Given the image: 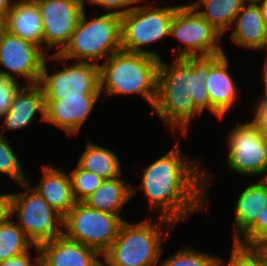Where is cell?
<instances>
[{"label":"cell","mask_w":267,"mask_h":266,"mask_svg":"<svg viewBox=\"0 0 267 266\" xmlns=\"http://www.w3.org/2000/svg\"><path fill=\"white\" fill-rule=\"evenodd\" d=\"M250 122L260 127L264 122H267V100L259 99L255 104L254 112Z\"/></svg>","instance_id":"obj_34"},{"label":"cell","mask_w":267,"mask_h":266,"mask_svg":"<svg viewBox=\"0 0 267 266\" xmlns=\"http://www.w3.org/2000/svg\"><path fill=\"white\" fill-rule=\"evenodd\" d=\"M19 186L25 191L11 193V214L17 217L16 223L27 238L39 246L63 235V217L32 188L29 180Z\"/></svg>","instance_id":"obj_8"},{"label":"cell","mask_w":267,"mask_h":266,"mask_svg":"<svg viewBox=\"0 0 267 266\" xmlns=\"http://www.w3.org/2000/svg\"><path fill=\"white\" fill-rule=\"evenodd\" d=\"M48 53L40 45L6 31L0 38V66L5 67L0 68V74L15 80L20 76L24 85L38 84Z\"/></svg>","instance_id":"obj_12"},{"label":"cell","mask_w":267,"mask_h":266,"mask_svg":"<svg viewBox=\"0 0 267 266\" xmlns=\"http://www.w3.org/2000/svg\"><path fill=\"white\" fill-rule=\"evenodd\" d=\"M0 173L14 180L17 185L28 180L12 145L2 135H0Z\"/></svg>","instance_id":"obj_28"},{"label":"cell","mask_w":267,"mask_h":266,"mask_svg":"<svg viewBox=\"0 0 267 266\" xmlns=\"http://www.w3.org/2000/svg\"><path fill=\"white\" fill-rule=\"evenodd\" d=\"M95 266H111L105 259L100 260Z\"/></svg>","instance_id":"obj_43"},{"label":"cell","mask_w":267,"mask_h":266,"mask_svg":"<svg viewBox=\"0 0 267 266\" xmlns=\"http://www.w3.org/2000/svg\"><path fill=\"white\" fill-rule=\"evenodd\" d=\"M169 36L180 40L183 47H172L174 58L206 57L224 54L219 42L223 35L190 4L179 5L170 22Z\"/></svg>","instance_id":"obj_9"},{"label":"cell","mask_w":267,"mask_h":266,"mask_svg":"<svg viewBox=\"0 0 267 266\" xmlns=\"http://www.w3.org/2000/svg\"><path fill=\"white\" fill-rule=\"evenodd\" d=\"M263 1H266V0H245L246 3H255V4H258Z\"/></svg>","instance_id":"obj_44"},{"label":"cell","mask_w":267,"mask_h":266,"mask_svg":"<svg viewBox=\"0 0 267 266\" xmlns=\"http://www.w3.org/2000/svg\"><path fill=\"white\" fill-rule=\"evenodd\" d=\"M266 239L267 205L264 207V210L259 213L255 223L236 241V243L251 247H258Z\"/></svg>","instance_id":"obj_30"},{"label":"cell","mask_w":267,"mask_h":266,"mask_svg":"<svg viewBox=\"0 0 267 266\" xmlns=\"http://www.w3.org/2000/svg\"><path fill=\"white\" fill-rule=\"evenodd\" d=\"M136 192V187H132L122 176H118L104 180L83 202L93 209L121 215L122 208Z\"/></svg>","instance_id":"obj_22"},{"label":"cell","mask_w":267,"mask_h":266,"mask_svg":"<svg viewBox=\"0 0 267 266\" xmlns=\"http://www.w3.org/2000/svg\"><path fill=\"white\" fill-rule=\"evenodd\" d=\"M261 132L263 134V138L265 140V142L267 143V122H264L260 127Z\"/></svg>","instance_id":"obj_41"},{"label":"cell","mask_w":267,"mask_h":266,"mask_svg":"<svg viewBox=\"0 0 267 266\" xmlns=\"http://www.w3.org/2000/svg\"><path fill=\"white\" fill-rule=\"evenodd\" d=\"M262 79L264 82V93H263V97H260L263 100H267V57L265 58V64H264V68L262 69Z\"/></svg>","instance_id":"obj_37"},{"label":"cell","mask_w":267,"mask_h":266,"mask_svg":"<svg viewBox=\"0 0 267 266\" xmlns=\"http://www.w3.org/2000/svg\"><path fill=\"white\" fill-rule=\"evenodd\" d=\"M101 95H84L45 101V122L61 128L69 135H76L92 114Z\"/></svg>","instance_id":"obj_14"},{"label":"cell","mask_w":267,"mask_h":266,"mask_svg":"<svg viewBox=\"0 0 267 266\" xmlns=\"http://www.w3.org/2000/svg\"><path fill=\"white\" fill-rule=\"evenodd\" d=\"M230 260L226 264L217 256V266H259V248L233 242Z\"/></svg>","instance_id":"obj_29"},{"label":"cell","mask_w":267,"mask_h":266,"mask_svg":"<svg viewBox=\"0 0 267 266\" xmlns=\"http://www.w3.org/2000/svg\"><path fill=\"white\" fill-rule=\"evenodd\" d=\"M226 54L209 56V75L205 80L211 105L224 117L238 100V90L229 73Z\"/></svg>","instance_id":"obj_17"},{"label":"cell","mask_w":267,"mask_h":266,"mask_svg":"<svg viewBox=\"0 0 267 266\" xmlns=\"http://www.w3.org/2000/svg\"><path fill=\"white\" fill-rule=\"evenodd\" d=\"M39 7L43 27V49L47 52L69 42L84 11L79 0H34ZM45 46V47H44Z\"/></svg>","instance_id":"obj_13"},{"label":"cell","mask_w":267,"mask_h":266,"mask_svg":"<svg viewBox=\"0 0 267 266\" xmlns=\"http://www.w3.org/2000/svg\"><path fill=\"white\" fill-rule=\"evenodd\" d=\"M77 165L85 171L100 176L104 180L113 179L122 174V165L116 153L106 147L92 143L89 139Z\"/></svg>","instance_id":"obj_23"},{"label":"cell","mask_w":267,"mask_h":266,"mask_svg":"<svg viewBox=\"0 0 267 266\" xmlns=\"http://www.w3.org/2000/svg\"><path fill=\"white\" fill-rule=\"evenodd\" d=\"M264 183L265 185L267 186V170L265 171L264 175L260 178Z\"/></svg>","instance_id":"obj_45"},{"label":"cell","mask_w":267,"mask_h":266,"mask_svg":"<svg viewBox=\"0 0 267 266\" xmlns=\"http://www.w3.org/2000/svg\"><path fill=\"white\" fill-rule=\"evenodd\" d=\"M124 221L121 215L102 212L77 201L63 217V235L102 256L118 236Z\"/></svg>","instance_id":"obj_7"},{"label":"cell","mask_w":267,"mask_h":266,"mask_svg":"<svg viewBox=\"0 0 267 266\" xmlns=\"http://www.w3.org/2000/svg\"><path fill=\"white\" fill-rule=\"evenodd\" d=\"M258 248L262 251L263 255H265L267 257V239L262 242Z\"/></svg>","instance_id":"obj_42"},{"label":"cell","mask_w":267,"mask_h":266,"mask_svg":"<svg viewBox=\"0 0 267 266\" xmlns=\"http://www.w3.org/2000/svg\"><path fill=\"white\" fill-rule=\"evenodd\" d=\"M267 205V186L260 179L248 185L234 203L235 219L233 242H236L256 221L259 213Z\"/></svg>","instance_id":"obj_20"},{"label":"cell","mask_w":267,"mask_h":266,"mask_svg":"<svg viewBox=\"0 0 267 266\" xmlns=\"http://www.w3.org/2000/svg\"><path fill=\"white\" fill-rule=\"evenodd\" d=\"M6 31H7L6 16L0 14V38L5 34Z\"/></svg>","instance_id":"obj_39"},{"label":"cell","mask_w":267,"mask_h":266,"mask_svg":"<svg viewBox=\"0 0 267 266\" xmlns=\"http://www.w3.org/2000/svg\"><path fill=\"white\" fill-rule=\"evenodd\" d=\"M121 45V16L104 13L87 19L83 11L69 42L57 54L66 60L99 65L117 51Z\"/></svg>","instance_id":"obj_5"},{"label":"cell","mask_w":267,"mask_h":266,"mask_svg":"<svg viewBox=\"0 0 267 266\" xmlns=\"http://www.w3.org/2000/svg\"><path fill=\"white\" fill-rule=\"evenodd\" d=\"M208 75L209 56L174 58L171 64L160 59L152 109L173 133L180 130L186 137L191 121L206 109L215 117L224 118L211 105L205 86Z\"/></svg>","instance_id":"obj_2"},{"label":"cell","mask_w":267,"mask_h":266,"mask_svg":"<svg viewBox=\"0 0 267 266\" xmlns=\"http://www.w3.org/2000/svg\"><path fill=\"white\" fill-rule=\"evenodd\" d=\"M15 1L16 0H0V14L6 16L13 8Z\"/></svg>","instance_id":"obj_36"},{"label":"cell","mask_w":267,"mask_h":266,"mask_svg":"<svg viewBox=\"0 0 267 266\" xmlns=\"http://www.w3.org/2000/svg\"><path fill=\"white\" fill-rule=\"evenodd\" d=\"M178 6L155 7L146 3L130 8L121 16L122 50L161 59L158 52L144 47L169 36L170 22Z\"/></svg>","instance_id":"obj_6"},{"label":"cell","mask_w":267,"mask_h":266,"mask_svg":"<svg viewBox=\"0 0 267 266\" xmlns=\"http://www.w3.org/2000/svg\"><path fill=\"white\" fill-rule=\"evenodd\" d=\"M21 87L20 81L0 74V118L8 112L15 94Z\"/></svg>","instance_id":"obj_31"},{"label":"cell","mask_w":267,"mask_h":266,"mask_svg":"<svg viewBox=\"0 0 267 266\" xmlns=\"http://www.w3.org/2000/svg\"><path fill=\"white\" fill-rule=\"evenodd\" d=\"M82 4L83 9L85 8V3H92L93 5L102 6L107 10L106 13H114L119 16L124 15L130 8L135 4H138L144 0H79ZM133 5V6H132Z\"/></svg>","instance_id":"obj_32"},{"label":"cell","mask_w":267,"mask_h":266,"mask_svg":"<svg viewBox=\"0 0 267 266\" xmlns=\"http://www.w3.org/2000/svg\"><path fill=\"white\" fill-rule=\"evenodd\" d=\"M7 31L43 48V27L39 7L34 0H16L6 15Z\"/></svg>","instance_id":"obj_21"},{"label":"cell","mask_w":267,"mask_h":266,"mask_svg":"<svg viewBox=\"0 0 267 266\" xmlns=\"http://www.w3.org/2000/svg\"><path fill=\"white\" fill-rule=\"evenodd\" d=\"M11 193L0 194V225L7 222L11 217Z\"/></svg>","instance_id":"obj_35"},{"label":"cell","mask_w":267,"mask_h":266,"mask_svg":"<svg viewBox=\"0 0 267 266\" xmlns=\"http://www.w3.org/2000/svg\"><path fill=\"white\" fill-rule=\"evenodd\" d=\"M159 266H217V257L206 252L183 247L171 257L166 258Z\"/></svg>","instance_id":"obj_26"},{"label":"cell","mask_w":267,"mask_h":266,"mask_svg":"<svg viewBox=\"0 0 267 266\" xmlns=\"http://www.w3.org/2000/svg\"><path fill=\"white\" fill-rule=\"evenodd\" d=\"M245 3V0H198L189 4L224 35L232 27L236 15Z\"/></svg>","instance_id":"obj_24"},{"label":"cell","mask_w":267,"mask_h":266,"mask_svg":"<svg viewBox=\"0 0 267 266\" xmlns=\"http://www.w3.org/2000/svg\"><path fill=\"white\" fill-rule=\"evenodd\" d=\"M227 167L242 176L264 175L267 170V143L261 129L250 121L233 127L227 135Z\"/></svg>","instance_id":"obj_11"},{"label":"cell","mask_w":267,"mask_h":266,"mask_svg":"<svg viewBox=\"0 0 267 266\" xmlns=\"http://www.w3.org/2000/svg\"><path fill=\"white\" fill-rule=\"evenodd\" d=\"M155 219L151 221V218H148L135 224L125 220L103 259L111 266L158 265L162 242L176 225L165 218ZM162 226L166 227V232Z\"/></svg>","instance_id":"obj_4"},{"label":"cell","mask_w":267,"mask_h":266,"mask_svg":"<svg viewBox=\"0 0 267 266\" xmlns=\"http://www.w3.org/2000/svg\"><path fill=\"white\" fill-rule=\"evenodd\" d=\"M37 257H30V251L24 252L17 256H13L5 261L0 262V266H37L40 263V252L38 246L34 247ZM34 260V261H32Z\"/></svg>","instance_id":"obj_33"},{"label":"cell","mask_w":267,"mask_h":266,"mask_svg":"<svg viewBox=\"0 0 267 266\" xmlns=\"http://www.w3.org/2000/svg\"><path fill=\"white\" fill-rule=\"evenodd\" d=\"M37 113L45 121V98L39 84L23 85L13 98L8 112L3 119V128L0 135L4 136L7 130H18L30 125Z\"/></svg>","instance_id":"obj_16"},{"label":"cell","mask_w":267,"mask_h":266,"mask_svg":"<svg viewBox=\"0 0 267 266\" xmlns=\"http://www.w3.org/2000/svg\"><path fill=\"white\" fill-rule=\"evenodd\" d=\"M258 5L260 7V10H261V13H262V18H263V21H264V25H265L266 30H267V0L258 3Z\"/></svg>","instance_id":"obj_38"},{"label":"cell","mask_w":267,"mask_h":266,"mask_svg":"<svg viewBox=\"0 0 267 266\" xmlns=\"http://www.w3.org/2000/svg\"><path fill=\"white\" fill-rule=\"evenodd\" d=\"M233 43L255 51L267 48V30L258 4L245 3L230 28Z\"/></svg>","instance_id":"obj_18"},{"label":"cell","mask_w":267,"mask_h":266,"mask_svg":"<svg viewBox=\"0 0 267 266\" xmlns=\"http://www.w3.org/2000/svg\"><path fill=\"white\" fill-rule=\"evenodd\" d=\"M43 178L32 187L62 217L77 202L74 199L69 174L61 167L42 165Z\"/></svg>","instance_id":"obj_19"},{"label":"cell","mask_w":267,"mask_h":266,"mask_svg":"<svg viewBox=\"0 0 267 266\" xmlns=\"http://www.w3.org/2000/svg\"><path fill=\"white\" fill-rule=\"evenodd\" d=\"M47 60L62 61L61 70L50 74ZM66 59L57 53L51 54L44 61L39 85L42 88L45 101L63 98L81 97L84 95H101L99 65L88 62L66 64ZM49 72V73H48Z\"/></svg>","instance_id":"obj_10"},{"label":"cell","mask_w":267,"mask_h":266,"mask_svg":"<svg viewBox=\"0 0 267 266\" xmlns=\"http://www.w3.org/2000/svg\"><path fill=\"white\" fill-rule=\"evenodd\" d=\"M74 199L84 201L90 196L104 181L103 178L92 172L80 168L78 165L69 173Z\"/></svg>","instance_id":"obj_27"},{"label":"cell","mask_w":267,"mask_h":266,"mask_svg":"<svg viewBox=\"0 0 267 266\" xmlns=\"http://www.w3.org/2000/svg\"><path fill=\"white\" fill-rule=\"evenodd\" d=\"M259 266H267V257L259 249Z\"/></svg>","instance_id":"obj_40"},{"label":"cell","mask_w":267,"mask_h":266,"mask_svg":"<svg viewBox=\"0 0 267 266\" xmlns=\"http://www.w3.org/2000/svg\"><path fill=\"white\" fill-rule=\"evenodd\" d=\"M32 246L36 245L27 238L11 218L0 225V262L27 252Z\"/></svg>","instance_id":"obj_25"},{"label":"cell","mask_w":267,"mask_h":266,"mask_svg":"<svg viewBox=\"0 0 267 266\" xmlns=\"http://www.w3.org/2000/svg\"><path fill=\"white\" fill-rule=\"evenodd\" d=\"M179 143L143 170L140 189L157 211V217L175 225L190 214L206 210L208 189L213 175L200 160L189 159ZM202 163V164H201ZM207 203V204H206Z\"/></svg>","instance_id":"obj_1"},{"label":"cell","mask_w":267,"mask_h":266,"mask_svg":"<svg viewBox=\"0 0 267 266\" xmlns=\"http://www.w3.org/2000/svg\"><path fill=\"white\" fill-rule=\"evenodd\" d=\"M160 59L120 50L99 64L100 93L106 97L138 94L153 108Z\"/></svg>","instance_id":"obj_3"},{"label":"cell","mask_w":267,"mask_h":266,"mask_svg":"<svg viewBox=\"0 0 267 266\" xmlns=\"http://www.w3.org/2000/svg\"><path fill=\"white\" fill-rule=\"evenodd\" d=\"M43 266H95L101 256L96 250L61 235L38 246Z\"/></svg>","instance_id":"obj_15"}]
</instances>
